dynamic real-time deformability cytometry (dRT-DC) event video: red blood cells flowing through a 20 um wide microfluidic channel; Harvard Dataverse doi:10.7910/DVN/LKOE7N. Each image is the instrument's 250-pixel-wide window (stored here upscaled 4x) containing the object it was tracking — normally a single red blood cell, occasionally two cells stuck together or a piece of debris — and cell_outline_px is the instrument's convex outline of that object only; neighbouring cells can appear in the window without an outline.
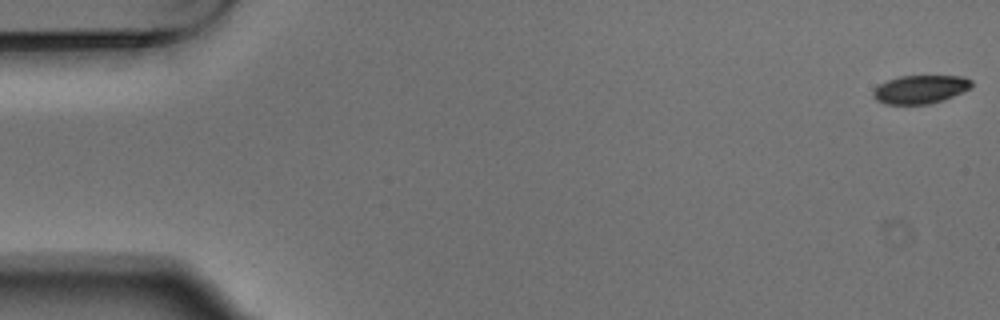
{"species": "Egyptian fruit bat (a non-hibernating species)", "species_latin": "Rousettus aegyptiacus", "temperature_condition": "warm", "stored_images_in_passage": 5, "camera_frame_rate_fps": 3000, "um_per_image_px": 0.085, "animal": {"sex": "male"}, "frame": {"image": 1, "passage_image": 1, "time_ms": 0.0, "image_size_px": [1000, 320], "cell_outline_px": [[972, 88], [964, 92], [944, 100], [928, 104], [884, 104], [876, 100], [872, 96], [872, 92], [880, 84], [888, 80], [900, 76], [964, 76], [972, 80]], "centroid_in_image_um": [78.26, 7.6], "position_along_channel_um": 6.7, "area_um2": 16.42}}
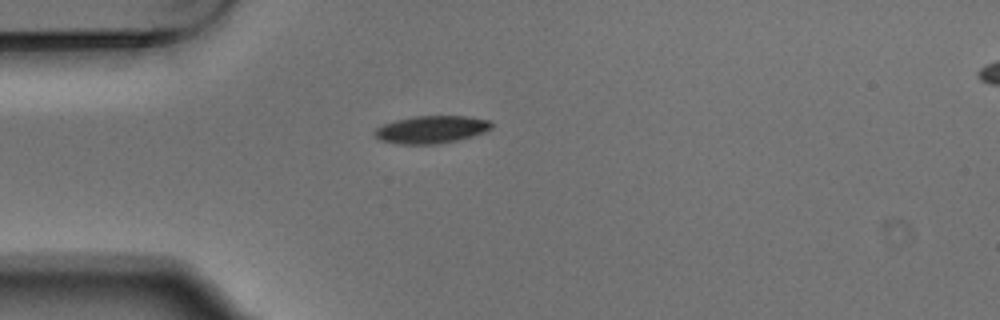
{"frame": {"image": 2, "passage_image": 5, "time_ms": 1.333, "image_size_px": [1000, 320], "cell_outline_px": [[492, 128], [484, 132], [472, 136], [456, 140], [436, 144], [400, 144], [380, 140], [376, 136], [376, 128], [384, 124], [396, 120], [416, 116], [468, 116], [488, 120], [492, 124]], "centroid_in_image_um": [36.69, 11.0], "position_along_channel_um": 48.3, "area_um2": 18.5}}